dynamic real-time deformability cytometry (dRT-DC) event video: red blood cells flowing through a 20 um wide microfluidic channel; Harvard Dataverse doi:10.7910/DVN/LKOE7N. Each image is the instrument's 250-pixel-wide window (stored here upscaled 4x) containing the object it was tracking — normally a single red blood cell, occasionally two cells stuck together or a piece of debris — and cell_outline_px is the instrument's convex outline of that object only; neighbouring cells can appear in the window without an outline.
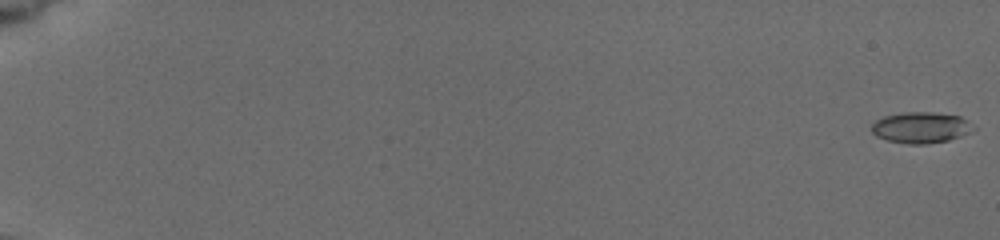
{"species": "common noctule bat (a hibernating species)", "species_latin": "Nyctalus noctula", "temperature_condition": "cold", "stored_images_in_passage": 27, "camera_frame_rate_fps": 3000, "um_per_image_px": 0.085, "animal": {"sex": "female", "body_mass_g": 19.5, "forearm_length_mm": 54.1}, "frame": {"image": 1, "passage_image": 1, "time_ms": 0.0, "image_size_px": [1000, 240], "cell_outline_px": [[976, 128], [972, 132], [948, 140], [924, 144], [908, 144], [888, 140], [876, 136], [872, 132], [872, 124], [876, 120], [884, 116], [904, 112], [932, 112], [960, 116]], "centroid_in_image_um": [78.27, 10.84], "position_along_channel_um": 6.7, "area_um2": 18.32}}
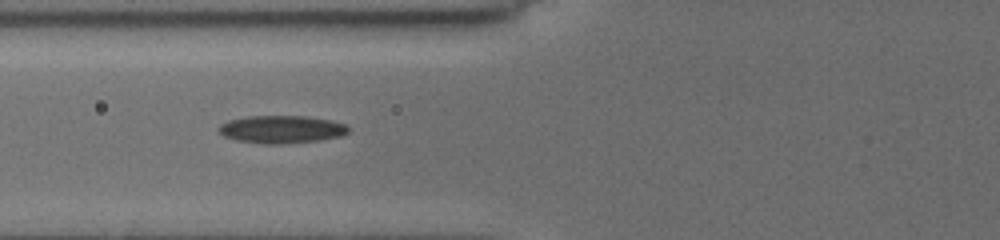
{"frame": {"image": 2, "passage_image": 24, "time_ms": 8.0, "image_size_px": [1000, 240], "cell_outline_px": [[348, 132], [340, 136], [320, 140], [288, 144], [264, 144], [236, 140], [224, 136], [216, 132], [216, 128], [220, 124], [228, 120], [248, 116], [304, 116], [328, 120], [344, 124], [348, 128]], "centroid_in_image_um": [23.85, 11.0], "position_along_channel_um": 102.0, "area_um2": 21.04}}
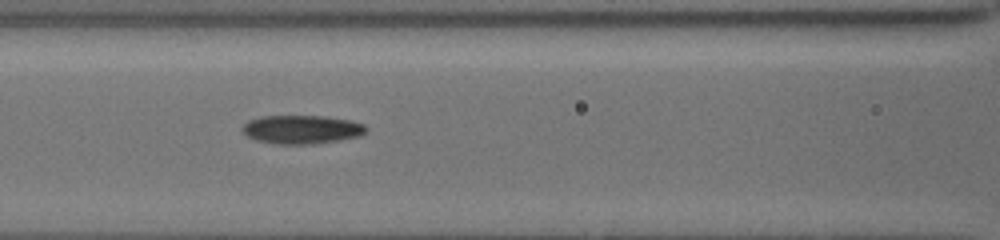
{"frame": {"image": 3, "passage_image": 27, "time_ms": 9.0, "image_size_px": [1000, 240], "cell_outline_px": [[368, 128], [360, 136], [312, 144], [276, 144], [256, 140], [248, 136], [240, 128], [248, 120], [260, 116], [324, 116], [352, 120], [364, 124]], "centroid_in_image_um": [25.63, 10.99], "position_along_channel_um": 141.0, "area_um2": 20.63}}